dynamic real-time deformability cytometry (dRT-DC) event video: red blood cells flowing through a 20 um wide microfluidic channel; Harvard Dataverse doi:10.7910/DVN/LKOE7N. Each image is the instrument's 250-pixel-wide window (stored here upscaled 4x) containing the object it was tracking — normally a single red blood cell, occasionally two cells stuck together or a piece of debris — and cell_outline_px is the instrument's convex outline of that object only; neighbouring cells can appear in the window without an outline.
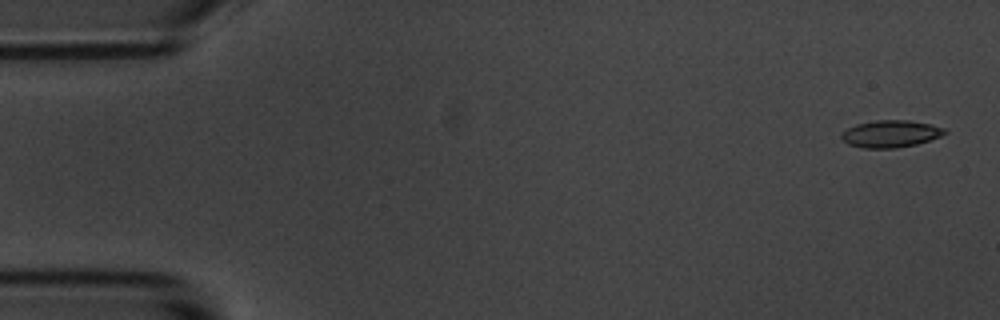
{"species": "common noctule bat (a hibernating species)", "species_latin": "Nyctalus noctula", "temperature_condition": "room temperature", "stored_images_in_passage": 11, "camera_frame_rate_fps": 3000, "um_per_image_px": 0.085, "animal": {"sex": "male", "body_mass_g": 20.1, "forearm_length_mm": 53.5}, "frame": {"image": 1, "passage_image": 1, "time_ms": 0.0, "image_size_px": [1000, 320], "cell_outline_px": [[948, 132], [940, 136], [916, 144], [896, 148], [864, 148], [848, 144], [840, 136], [840, 132], [856, 124], [872, 120], [908, 120], [932, 124], [944, 128]], "centroid_in_image_um": [75.68, 11.36], "position_along_channel_um": 9.3, "area_um2": 16.36}}
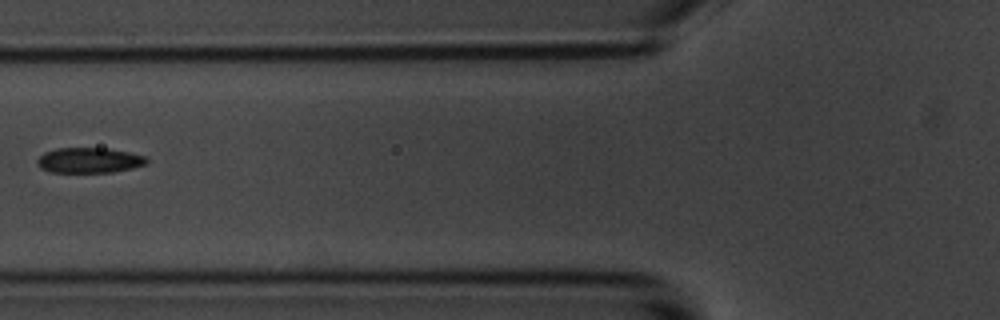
{"frame": {"image": 2, "passage_image": 6, "time_ms": 6.667, "image_size_px": [1000, 320], "cell_outline_px": [[148, 164], [132, 168], [112, 172], [52, 172], [40, 168], [36, 164], [36, 160], [44, 152], [56, 148], [104, 148], [128, 152], [144, 156], [148, 160]], "centroid_in_image_um": [7.55, 13.62], "position_along_channel_um": 118.2, "area_um2": 16.13}}
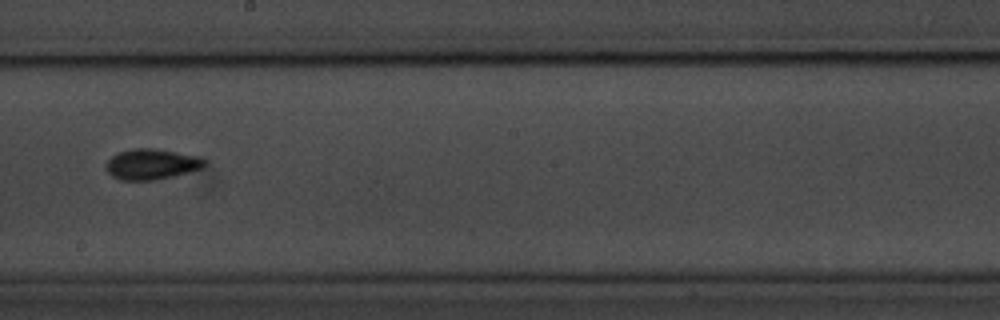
{"frame": {"image": 3, "passage_image": 9, "time_ms": 10.0, "image_size_px": [1000, 320], "cell_outline_px": [[208, 164], [204, 168], [176, 176], [152, 180], [120, 180], [112, 176], [104, 168], [104, 164], [116, 152], [132, 148], [152, 148], [204, 156], [208, 160]], "centroid_in_image_um": [12.94, 13.94], "position_along_channel_um": 235.3, "area_um2": 18.21}}